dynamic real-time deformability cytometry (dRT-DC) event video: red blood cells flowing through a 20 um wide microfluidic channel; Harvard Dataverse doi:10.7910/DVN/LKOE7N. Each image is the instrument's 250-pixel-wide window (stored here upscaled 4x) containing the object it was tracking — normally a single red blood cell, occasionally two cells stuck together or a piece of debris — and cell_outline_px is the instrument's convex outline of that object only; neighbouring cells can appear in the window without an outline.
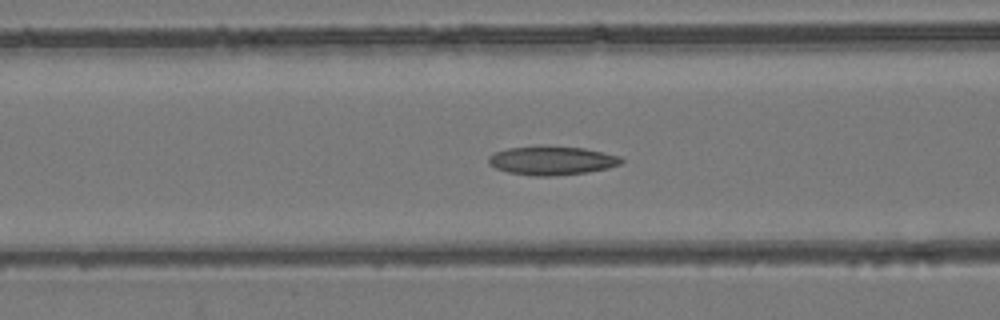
{"species": "common noctule bat (a hibernating species)", "species_latin": "Nyctalus noctula", "temperature_condition": "room temperature", "stored_images_in_passage": 52, "camera_frame_rate_fps": 3000, "um_per_image_px": 0.085, "animal": {"sex": "female", "body_mass_g": 24.6, "forearm_length_mm": 56.2}, "frame": {"image": 1, "passage_image": 21, "time_ms": 6.667, "image_size_px": [1000, 320], "cell_outline_px": [[624, 160], [620, 164], [608, 168], [588, 172], [552, 176], [532, 176], [508, 172], [496, 168], [488, 164], [488, 156], [492, 152], [508, 148], [584, 148], [620, 156]], "centroid_in_image_um": [46.89, 13.68], "position_along_channel_um": 119.7, "area_um2": 21.68}}
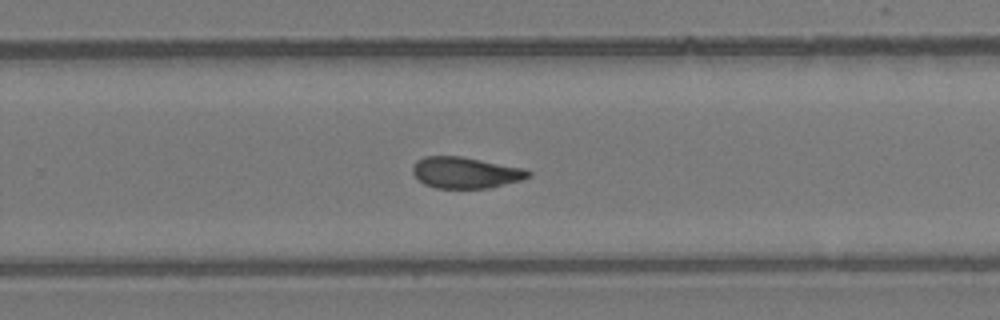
{"frame": {"image": 2, "passage_image": 34, "time_ms": 11.0, "image_size_px": [1000, 320], "cell_outline_px": [[532, 176], [520, 180], [488, 188], [436, 188], [424, 184], [412, 172], [412, 168], [416, 160], [424, 156], [460, 156], [524, 168], [532, 172]], "centroid_in_image_um": [39.56, 14.67], "position_along_channel_um": 290.2, "area_um2": 20.98}}
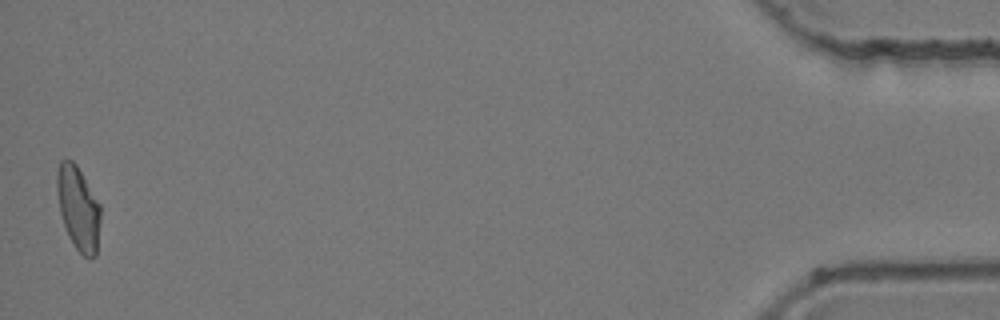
{"frame": {"image": 3, "passage_image": 52, "time_ms": 17.0, "image_size_px": [1000, 320], "cell_outline_px": [[100, 220], [96, 256], [84, 256], [72, 244], [68, 236], [60, 212], [56, 188], [56, 172], [60, 160], [72, 160], [76, 164], [100, 204]], "centroid_in_image_um": [6.64, 17.68], "position_along_channel_um": 428.6, "area_um2": 21.15}, "authors_computed_cell_mechanics": {"area_um2": 21.5594, "velocity_mm_per_s": 3.9365, "shape_relaxation_time_tau1_ms": null, "shape_relaxation_time_tau2_ms": 3.4208, "deformation_change_tau1": null, "deformation_change_tau2": 0.1023}}